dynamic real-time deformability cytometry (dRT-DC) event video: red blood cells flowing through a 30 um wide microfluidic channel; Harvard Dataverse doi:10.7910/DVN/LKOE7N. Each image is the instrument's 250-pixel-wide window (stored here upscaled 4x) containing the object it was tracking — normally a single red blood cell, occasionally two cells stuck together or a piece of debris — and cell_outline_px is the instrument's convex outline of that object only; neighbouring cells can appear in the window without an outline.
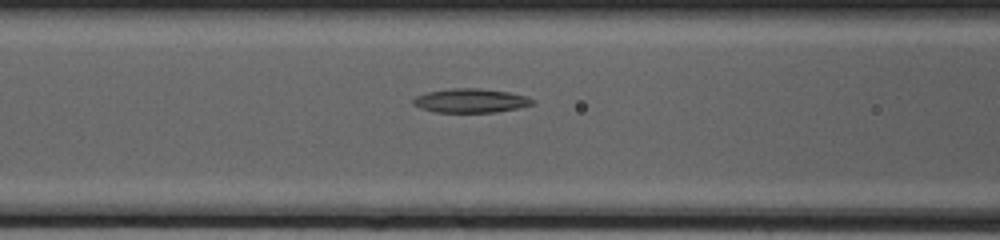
{"species": "common noctule bat (a hibernating species)", "species_latin": "Nyctalus noctula", "temperature_condition": "cold", "stored_images_in_passage": 18, "camera_frame_rate_fps": 3000, "um_per_image_px": 0.085, "animal": {"sex": "female", "body_mass_g": 20.0, "forearm_length_mm": 54.0}, "frame": {"image": 1, "passage_image": 18, "time_ms": 5.667, "image_size_px": [1000, 240], "cell_outline_px": [[536, 104], [520, 108], [496, 112], [436, 112], [420, 108], [412, 104], [412, 100], [416, 96], [428, 92], [452, 88], [480, 88], [508, 92], [528, 96], [536, 100]], "centroid_in_image_um": [40.07, 8.56], "position_along_channel_um": 126.5, "area_um2": 16.88}}